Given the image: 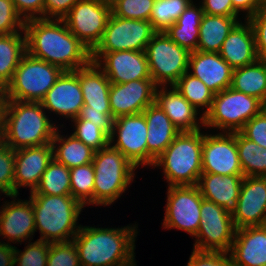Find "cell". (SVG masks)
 Returning a JSON list of instances; mask_svg holds the SVG:
<instances>
[{"label":"cell","instance_id":"cell-1","mask_svg":"<svg viewBox=\"0 0 266 266\" xmlns=\"http://www.w3.org/2000/svg\"><path fill=\"white\" fill-rule=\"evenodd\" d=\"M24 32L28 54L64 71H75L92 61L89 48L67 28L63 19L26 20Z\"/></svg>","mask_w":266,"mask_h":266},{"label":"cell","instance_id":"cell-2","mask_svg":"<svg viewBox=\"0 0 266 266\" xmlns=\"http://www.w3.org/2000/svg\"><path fill=\"white\" fill-rule=\"evenodd\" d=\"M138 225L121 228L81 226L73 238L80 266H130L135 263Z\"/></svg>","mask_w":266,"mask_h":266},{"label":"cell","instance_id":"cell-3","mask_svg":"<svg viewBox=\"0 0 266 266\" xmlns=\"http://www.w3.org/2000/svg\"><path fill=\"white\" fill-rule=\"evenodd\" d=\"M40 102L5 100L0 139L13 150L51 143L57 126Z\"/></svg>","mask_w":266,"mask_h":266},{"label":"cell","instance_id":"cell-4","mask_svg":"<svg viewBox=\"0 0 266 266\" xmlns=\"http://www.w3.org/2000/svg\"><path fill=\"white\" fill-rule=\"evenodd\" d=\"M35 228L41 241L70 242L80 230L77 225L84 207L71 195L30 194ZM71 238V239H70Z\"/></svg>","mask_w":266,"mask_h":266},{"label":"cell","instance_id":"cell-5","mask_svg":"<svg viewBox=\"0 0 266 266\" xmlns=\"http://www.w3.org/2000/svg\"><path fill=\"white\" fill-rule=\"evenodd\" d=\"M204 133L180 132L152 167H163L169 186H194L202 174V145Z\"/></svg>","mask_w":266,"mask_h":266},{"label":"cell","instance_id":"cell-6","mask_svg":"<svg viewBox=\"0 0 266 266\" xmlns=\"http://www.w3.org/2000/svg\"><path fill=\"white\" fill-rule=\"evenodd\" d=\"M94 204H113L132 183L137 169L118 149L108 144L93 157Z\"/></svg>","mask_w":266,"mask_h":266},{"label":"cell","instance_id":"cell-7","mask_svg":"<svg viewBox=\"0 0 266 266\" xmlns=\"http://www.w3.org/2000/svg\"><path fill=\"white\" fill-rule=\"evenodd\" d=\"M63 72L59 66L35 58L26 52L10 84L4 90L5 100L41 102Z\"/></svg>","mask_w":266,"mask_h":266},{"label":"cell","instance_id":"cell-8","mask_svg":"<svg viewBox=\"0 0 266 266\" xmlns=\"http://www.w3.org/2000/svg\"><path fill=\"white\" fill-rule=\"evenodd\" d=\"M263 110V103L229 87L214 95L212 106L204 116V128H218L222 132H239L243 126Z\"/></svg>","mask_w":266,"mask_h":266},{"label":"cell","instance_id":"cell-9","mask_svg":"<svg viewBox=\"0 0 266 266\" xmlns=\"http://www.w3.org/2000/svg\"><path fill=\"white\" fill-rule=\"evenodd\" d=\"M151 79L157 87L173 86L188 70L190 52L157 32L145 48Z\"/></svg>","mask_w":266,"mask_h":266},{"label":"cell","instance_id":"cell-10","mask_svg":"<svg viewBox=\"0 0 266 266\" xmlns=\"http://www.w3.org/2000/svg\"><path fill=\"white\" fill-rule=\"evenodd\" d=\"M110 15V0H79L62 19L92 51L101 41Z\"/></svg>","mask_w":266,"mask_h":266},{"label":"cell","instance_id":"cell-11","mask_svg":"<svg viewBox=\"0 0 266 266\" xmlns=\"http://www.w3.org/2000/svg\"><path fill=\"white\" fill-rule=\"evenodd\" d=\"M200 214V226L193 249L229 252L236 232L232 215L205 199L202 200Z\"/></svg>","mask_w":266,"mask_h":266},{"label":"cell","instance_id":"cell-12","mask_svg":"<svg viewBox=\"0 0 266 266\" xmlns=\"http://www.w3.org/2000/svg\"><path fill=\"white\" fill-rule=\"evenodd\" d=\"M156 33L150 21L126 19L111 13L101 41L91 52L145 51Z\"/></svg>","mask_w":266,"mask_h":266},{"label":"cell","instance_id":"cell-13","mask_svg":"<svg viewBox=\"0 0 266 266\" xmlns=\"http://www.w3.org/2000/svg\"><path fill=\"white\" fill-rule=\"evenodd\" d=\"M203 197L197 185L168 186L164 229H179L195 237L200 226Z\"/></svg>","mask_w":266,"mask_h":266},{"label":"cell","instance_id":"cell-14","mask_svg":"<svg viewBox=\"0 0 266 266\" xmlns=\"http://www.w3.org/2000/svg\"><path fill=\"white\" fill-rule=\"evenodd\" d=\"M147 130L143 112L120 116L115 118L109 144L122 152L136 168L139 165L145 167L147 166ZM115 136L117 140H114Z\"/></svg>","mask_w":266,"mask_h":266},{"label":"cell","instance_id":"cell-15","mask_svg":"<svg viewBox=\"0 0 266 266\" xmlns=\"http://www.w3.org/2000/svg\"><path fill=\"white\" fill-rule=\"evenodd\" d=\"M202 173L243 175L236 144V132L204 133L202 145Z\"/></svg>","mask_w":266,"mask_h":266},{"label":"cell","instance_id":"cell-16","mask_svg":"<svg viewBox=\"0 0 266 266\" xmlns=\"http://www.w3.org/2000/svg\"><path fill=\"white\" fill-rule=\"evenodd\" d=\"M91 59L111 83L151 79L145 51L91 52Z\"/></svg>","mask_w":266,"mask_h":266},{"label":"cell","instance_id":"cell-17","mask_svg":"<svg viewBox=\"0 0 266 266\" xmlns=\"http://www.w3.org/2000/svg\"><path fill=\"white\" fill-rule=\"evenodd\" d=\"M18 195L10 196L13 201H5L0 209V236L8 242L0 241V256L12 245L10 242L17 243L33 239L36 232L32 200H17ZM17 200V202L15 201ZM32 236V237H31ZM32 239H31V238Z\"/></svg>","mask_w":266,"mask_h":266},{"label":"cell","instance_id":"cell-18","mask_svg":"<svg viewBox=\"0 0 266 266\" xmlns=\"http://www.w3.org/2000/svg\"><path fill=\"white\" fill-rule=\"evenodd\" d=\"M156 88L152 79L111 83L109 102L113 117L142 113L145 108L155 102Z\"/></svg>","mask_w":266,"mask_h":266},{"label":"cell","instance_id":"cell-19","mask_svg":"<svg viewBox=\"0 0 266 266\" xmlns=\"http://www.w3.org/2000/svg\"><path fill=\"white\" fill-rule=\"evenodd\" d=\"M266 216V177H244L237 210L233 213V224L237 229L262 226Z\"/></svg>","mask_w":266,"mask_h":266},{"label":"cell","instance_id":"cell-20","mask_svg":"<svg viewBox=\"0 0 266 266\" xmlns=\"http://www.w3.org/2000/svg\"><path fill=\"white\" fill-rule=\"evenodd\" d=\"M45 110L63 118H77L84 106L79 69L64 71L40 102Z\"/></svg>","mask_w":266,"mask_h":266},{"label":"cell","instance_id":"cell-21","mask_svg":"<svg viewBox=\"0 0 266 266\" xmlns=\"http://www.w3.org/2000/svg\"><path fill=\"white\" fill-rule=\"evenodd\" d=\"M52 160L51 143L15 150L14 195H19V187H30L33 192Z\"/></svg>","mask_w":266,"mask_h":266},{"label":"cell","instance_id":"cell-22","mask_svg":"<svg viewBox=\"0 0 266 266\" xmlns=\"http://www.w3.org/2000/svg\"><path fill=\"white\" fill-rule=\"evenodd\" d=\"M188 70L214 94L231 87L233 68L219 53L197 50L190 52Z\"/></svg>","mask_w":266,"mask_h":266},{"label":"cell","instance_id":"cell-23","mask_svg":"<svg viewBox=\"0 0 266 266\" xmlns=\"http://www.w3.org/2000/svg\"><path fill=\"white\" fill-rule=\"evenodd\" d=\"M155 103L160 106L180 132L198 131L201 125L204 126V117L202 115L197 117L200 113L174 86H170V88H167V86L157 87L155 90Z\"/></svg>","mask_w":266,"mask_h":266},{"label":"cell","instance_id":"cell-24","mask_svg":"<svg viewBox=\"0 0 266 266\" xmlns=\"http://www.w3.org/2000/svg\"><path fill=\"white\" fill-rule=\"evenodd\" d=\"M228 253L233 266H266V225L237 229Z\"/></svg>","mask_w":266,"mask_h":266},{"label":"cell","instance_id":"cell-25","mask_svg":"<svg viewBox=\"0 0 266 266\" xmlns=\"http://www.w3.org/2000/svg\"><path fill=\"white\" fill-rule=\"evenodd\" d=\"M238 22L222 43L219 55L233 68L243 67L256 62L255 35L248 20Z\"/></svg>","mask_w":266,"mask_h":266},{"label":"cell","instance_id":"cell-26","mask_svg":"<svg viewBox=\"0 0 266 266\" xmlns=\"http://www.w3.org/2000/svg\"><path fill=\"white\" fill-rule=\"evenodd\" d=\"M147 122V166L154 161L173 142L180 131L157 103L149 105L143 111Z\"/></svg>","mask_w":266,"mask_h":266},{"label":"cell","instance_id":"cell-27","mask_svg":"<svg viewBox=\"0 0 266 266\" xmlns=\"http://www.w3.org/2000/svg\"><path fill=\"white\" fill-rule=\"evenodd\" d=\"M243 175H218L202 173L198 188L203 199L212 201L231 215L237 210V202Z\"/></svg>","mask_w":266,"mask_h":266},{"label":"cell","instance_id":"cell-28","mask_svg":"<svg viewBox=\"0 0 266 266\" xmlns=\"http://www.w3.org/2000/svg\"><path fill=\"white\" fill-rule=\"evenodd\" d=\"M79 82L87 111H102L111 113L109 90L111 82L104 71L95 63L79 68Z\"/></svg>","mask_w":266,"mask_h":266},{"label":"cell","instance_id":"cell-29","mask_svg":"<svg viewBox=\"0 0 266 266\" xmlns=\"http://www.w3.org/2000/svg\"><path fill=\"white\" fill-rule=\"evenodd\" d=\"M193 2L180 14L177 21L165 31L172 41L180 47L186 48L189 52L197 50L199 26L204 15L201 5L199 4L198 7Z\"/></svg>","mask_w":266,"mask_h":266},{"label":"cell","instance_id":"cell-30","mask_svg":"<svg viewBox=\"0 0 266 266\" xmlns=\"http://www.w3.org/2000/svg\"><path fill=\"white\" fill-rule=\"evenodd\" d=\"M239 21L238 16L204 14L199 26L197 51L218 53L229 32Z\"/></svg>","mask_w":266,"mask_h":266},{"label":"cell","instance_id":"cell-31","mask_svg":"<svg viewBox=\"0 0 266 266\" xmlns=\"http://www.w3.org/2000/svg\"><path fill=\"white\" fill-rule=\"evenodd\" d=\"M60 135L58 128L51 141L53 159L71 169L93 161L95 151L85 145L73 134Z\"/></svg>","mask_w":266,"mask_h":266},{"label":"cell","instance_id":"cell-32","mask_svg":"<svg viewBox=\"0 0 266 266\" xmlns=\"http://www.w3.org/2000/svg\"><path fill=\"white\" fill-rule=\"evenodd\" d=\"M231 88L256 97L262 103L266 100V60L235 68L232 72Z\"/></svg>","mask_w":266,"mask_h":266},{"label":"cell","instance_id":"cell-33","mask_svg":"<svg viewBox=\"0 0 266 266\" xmlns=\"http://www.w3.org/2000/svg\"><path fill=\"white\" fill-rule=\"evenodd\" d=\"M23 32L0 35V88L4 90L10 84L21 58L26 53V36Z\"/></svg>","mask_w":266,"mask_h":266},{"label":"cell","instance_id":"cell-34","mask_svg":"<svg viewBox=\"0 0 266 266\" xmlns=\"http://www.w3.org/2000/svg\"><path fill=\"white\" fill-rule=\"evenodd\" d=\"M50 242L36 240L28 242L24 251L11 246L0 256V266H47Z\"/></svg>","mask_w":266,"mask_h":266},{"label":"cell","instance_id":"cell-35","mask_svg":"<svg viewBox=\"0 0 266 266\" xmlns=\"http://www.w3.org/2000/svg\"><path fill=\"white\" fill-rule=\"evenodd\" d=\"M239 161L244 177H266V148L236 132Z\"/></svg>","mask_w":266,"mask_h":266},{"label":"cell","instance_id":"cell-36","mask_svg":"<svg viewBox=\"0 0 266 266\" xmlns=\"http://www.w3.org/2000/svg\"><path fill=\"white\" fill-rule=\"evenodd\" d=\"M173 86L197 111L200 112V109L205 108L201 114L203 117L211 109L215 94L200 79L188 71Z\"/></svg>","mask_w":266,"mask_h":266},{"label":"cell","instance_id":"cell-37","mask_svg":"<svg viewBox=\"0 0 266 266\" xmlns=\"http://www.w3.org/2000/svg\"><path fill=\"white\" fill-rule=\"evenodd\" d=\"M30 194L71 195L70 169L53 159Z\"/></svg>","mask_w":266,"mask_h":266},{"label":"cell","instance_id":"cell-38","mask_svg":"<svg viewBox=\"0 0 266 266\" xmlns=\"http://www.w3.org/2000/svg\"><path fill=\"white\" fill-rule=\"evenodd\" d=\"M94 178L92 162L70 169L71 196L84 207L94 204Z\"/></svg>","mask_w":266,"mask_h":266},{"label":"cell","instance_id":"cell-39","mask_svg":"<svg viewBox=\"0 0 266 266\" xmlns=\"http://www.w3.org/2000/svg\"><path fill=\"white\" fill-rule=\"evenodd\" d=\"M191 2L192 0H155L149 21L157 32H165Z\"/></svg>","mask_w":266,"mask_h":266},{"label":"cell","instance_id":"cell-40","mask_svg":"<svg viewBox=\"0 0 266 266\" xmlns=\"http://www.w3.org/2000/svg\"><path fill=\"white\" fill-rule=\"evenodd\" d=\"M71 121L75 126L73 127L75 131L72 134L95 152L109 144V136L96 124L77 118Z\"/></svg>","mask_w":266,"mask_h":266},{"label":"cell","instance_id":"cell-41","mask_svg":"<svg viewBox=\"0 0 266 266\" xmlns=\"http://www.w3.org/2000/svg\"><path fill=\"white\" fill-rule=\"evenodd\" d=\"M155 0H110L111 13L126 19L149 21Z\"/></svg>","mask_w":266,"mask_h":266},{"label":"cell","instance_id":"cell-42","mask_svg":"<svg viewBox=\"0 0 266 266\" xmlns=\"http://www.w3.org/2000/svg\"><path fill=\"white\" fill-rule=\"evenodd\" d=\"M15 150L0 139V194L14 195Z\"/></svg>","mask_w":266,"mask_h":266},{"label":"cell","instance_id":"cell-43","mask_svg":"<svg viewBox=\"0 0 266 266\" xmlns=\"http://www.w3.org/2000/svg\"><path fill=\"white\" fill-rule=\"evenodd\" d=\"M47 266H80L78 250L74 242L50 243Z\"/></svg>","mask_w":266,"mask_h":266},{"label":"cell","instance_id":"cell-44","mask_svg":"<svg viewBox=\"0 0 266 266\" xmlns=\"http://www.w3.org/2000/svg\"><path fill=\"white\" fill-rule=\"evenodd\" d=\"M25 21L17 13L12 0H0V35L24 31Z\"/></svg>","mask_w":266,"mask_h":266},{"label":"cell","instance_id":"cell-45","mask_svg":"<svg viewBox=\"0 0 266 266\" xmlns=\"http://www.w3.org/2000/svg\"><path fill=\"white\" fill-rule=\"evenodd\" d=\"M186 266H233V263L228 252L193 249Z\"/></svg>","mask_w":266,"mask_h":266},{"label":"cell","instance_id":"cell-46","mask_svg":"<svg viewBox=\"0 0 266 266\" xmlns=\"http://www.w3.org/2000/svg\"><path fill=\"white\" fill-rule=\"evenodd\" d=\"M252 25L259 59L266 60V3L248 19Z\"/></svg>","mask_w":266,"mask_h":266},{"label":"cell","instance_id":"cell-47","mask_svg":"<svg viewBox=\"0 0 266 266\" xmlns=\"http://www.w3.org/2000/svg\"><path fill=\"white\" fill-rule=\"evenodd\" d=\"M244 137L266 148V112L262 110L239 131Z\"/></svg>","mask_w":266,"mask_h":266},{"label":"cell","instance_id":"cell-48","mask_svg":"<svg viewBox=\"0 0 266 266\" xmlns=\"http://www.w3.org/2000/svg\"><path fill=\"white\" fill-rule=\"evenodd\" d=\"M77 119L91 121L93 124L99 126L108 136H110L113 130L115 121L112 113H102V111H87L86 105L81 108Z\"/></svg>","mask_w":266,"mask_h":266},{"label":"cell","instance_id":"cell-49","mask_svg":"<svg viewBox=\"0 0 266 266\" xmlns=\"http://www.w3.org/2000/svg\"><path fill=\"white\" fill-rule=\"evenodd\" d=\"M17 13L24 21L43 18L44 0H12Z\"/></svg>","mask_w":266,"mask_h":266},{"label":"cell","instance_id":"cell-50","mask_svg":"<svg viewBox=\"0 0 266 266\" xmlns=\"http://www.w3.org/2000/svg\"><path fill=\"white\" fill-rule=\"evenodd\" d=\"M79 0H44L43 18L62 19Z\"/></svg>","mask_w":266,"mask_h":266},{"label":"cell","instance_id":"cell-51","mask_svg":"<svg viewBox=\"0 0 266 266\" xmlns=\"http://www.w3.org/2000/svg\"><path fill=\"white\" fill-rule=\"evenodd\" d=\"M204 14L217 16H238L231 0H202Z\"/></svg>","mask_w":266,"mask_h":266},{"label":"cell","instance_id":"cell-52","mask_svg":"<svg viewBox=\"0 0 266 266\" xmlns=\"http://www.w3.org/2000/svg\"><path fill=\"white\" fill-rule=\"evenodd\" d=\"M234 10L239 14V12L246 11V20H248L263 4L261 0H231Z\"/></svg>","mask_w":266,"mask_h":266},{"label":"cell","instance_id":"cell-53","mask_svg":"<svg viewBox=\"0 0 266 266\" xmlns=\"http://www.w3.org/2000/svg\"><path fill=\"white\" fill-rule=\"evenodd\" d=\"M4 103H5V91L4 89L0 88V135H1V129H2Z\"/></svg>","mask_w":266,"mask_h":266},{"label":"cell","instance_id":"cell-54","mask_svg":"<svg viewBox=\"0 0 266 266\" xmlns=\"http://www.w3.org/2000/svg\"><path fill=\"white\" fill-rule=\"evenodd\" d=\"M263 110L266 112V100L263 103Z\"/></svg>","mask_w":266,"mask_h":266}]
</instances>
